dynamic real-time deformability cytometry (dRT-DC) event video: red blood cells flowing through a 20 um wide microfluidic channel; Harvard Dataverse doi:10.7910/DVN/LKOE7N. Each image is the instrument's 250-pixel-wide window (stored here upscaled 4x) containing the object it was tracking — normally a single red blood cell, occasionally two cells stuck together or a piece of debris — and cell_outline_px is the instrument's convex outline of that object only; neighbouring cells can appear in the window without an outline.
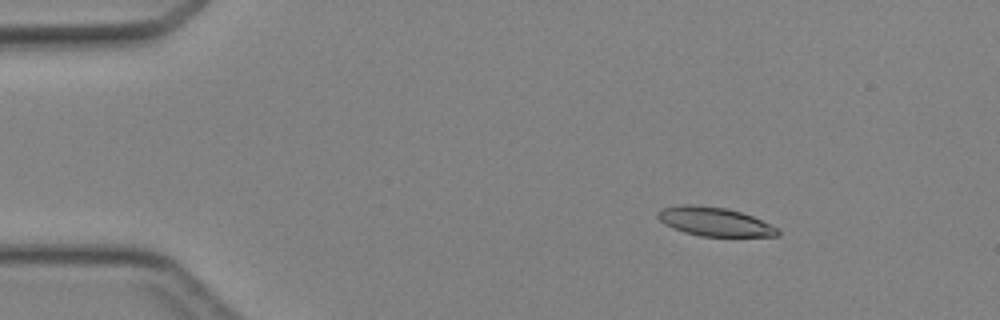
{"species": "Egyptian fruit bat (a non-hibernating species)", "species_latin": "Rousettus aegyptiacus", "temperature_condition": "cold", "stored_images_in_passage": 11, "segment_of_instrument_passage": [2, 2], "camera_frame_rate_fps": 3000, "um_per_image_px": 0.085, "animal": {"sex": "female"}, "frame": {"image": 1, "passage_image": 11, "time_ms": 3.333, "image_size_px": [1000, 320], "cell_outline_px": [[780, 236], [700, 236], [684, 232], [672, 228], [664, 224], [656, 216], [656, 212], [664, 208], [684, 204], [696, 204], [724, 208], [740, 212], [752, 216], [780, 228]], "centroid_in_image_um": [60.74, 18.84], "position_along_channel_um": 24.3, "area_um2": 20.17}}